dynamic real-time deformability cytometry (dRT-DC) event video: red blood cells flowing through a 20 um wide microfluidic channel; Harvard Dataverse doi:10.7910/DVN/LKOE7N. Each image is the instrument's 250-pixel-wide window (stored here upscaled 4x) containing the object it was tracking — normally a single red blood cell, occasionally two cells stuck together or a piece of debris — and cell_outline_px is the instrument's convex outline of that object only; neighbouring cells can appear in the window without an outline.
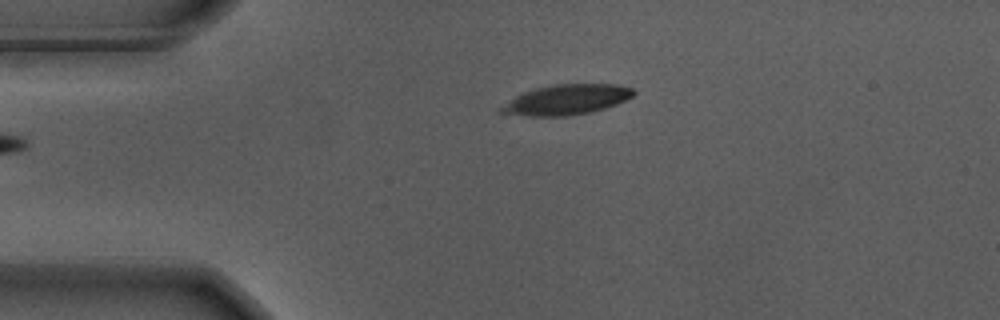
{"species": "Egyptian fruit bat (a non-hibernating species)", "species_latin": "Rousettus aegyptiacus", "temperature_condition": "warm", "stored_images_in_passage": 5, "camera_frame_rate_fps": 3000, "um_per_image_px": 0.085, "animal": {"sex": "male"}, "frame": {"image": 1, "passage_image": 1, "time_ms": 0.0, "image_size_px": [1000, 320], "cell_outline_px": [[636, 92], [632, 96], [616, 104], [604, 108], [572, 116], [528, 116], [496, 112], [500, 108], [516, 96], [524, 92], [536, 88], [552, 84], [616, 84], [632, 88]], "centroid_in_image_um": [48.15, 8.47], "position_along_channel_um": 36.8, "area_um2": 23.06}}